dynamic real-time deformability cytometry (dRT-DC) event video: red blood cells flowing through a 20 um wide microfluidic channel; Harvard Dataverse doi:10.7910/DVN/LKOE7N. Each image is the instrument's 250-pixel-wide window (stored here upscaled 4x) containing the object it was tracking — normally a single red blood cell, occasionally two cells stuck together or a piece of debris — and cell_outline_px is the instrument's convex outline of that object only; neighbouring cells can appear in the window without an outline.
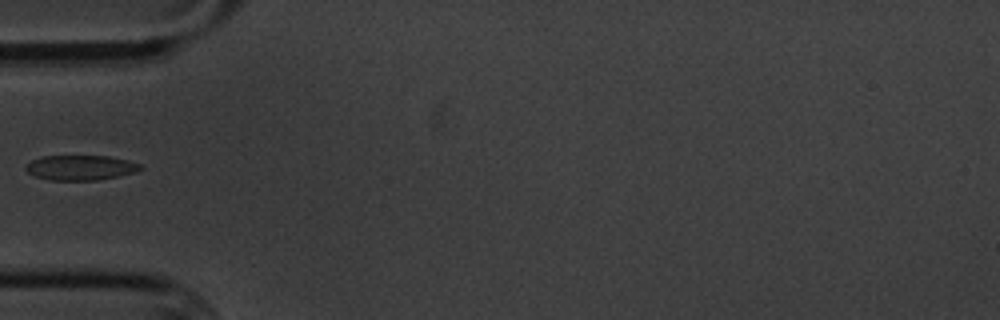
{"species": "common noctule bat (a hibernating species)", "species_latin": "Nyctalus noctula", "temperature_condition": "cold", "stored_images_in_passage": 1, "camera_frame_rate_fps": 3000, "um_per_image_px": 0.085, "animal": {"sex": "male", "body_mass_g": 20.1, "forearm_length_mm": 53.5}, "frame": {"image": 1, "passage_image": 1, "time_ms": 0.0, "image_size_px": [1000, 320], "cell_outline_px": [[144, 168], [136, 172], [96, 180], [52, 180], [36, 176], [28, 172], [24, 168], [32, 160], [40, 156], [108, 156], [128, 160], [144, 164]], "centroid_in_image_um": [6.9, 14.24], "position_along_channel_um": 78.1, "area_um2": 16.65}}